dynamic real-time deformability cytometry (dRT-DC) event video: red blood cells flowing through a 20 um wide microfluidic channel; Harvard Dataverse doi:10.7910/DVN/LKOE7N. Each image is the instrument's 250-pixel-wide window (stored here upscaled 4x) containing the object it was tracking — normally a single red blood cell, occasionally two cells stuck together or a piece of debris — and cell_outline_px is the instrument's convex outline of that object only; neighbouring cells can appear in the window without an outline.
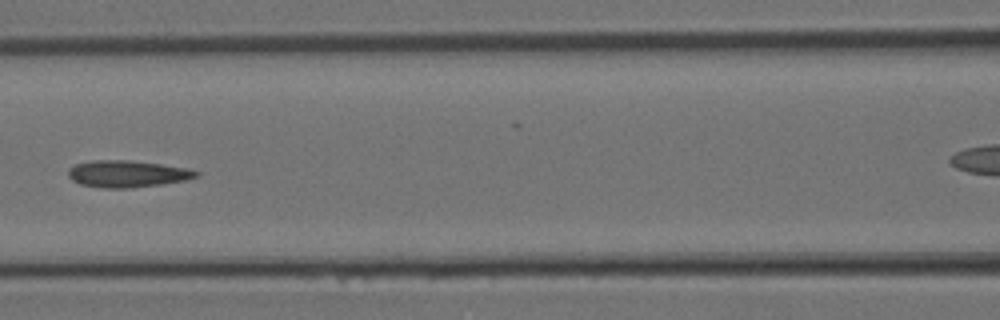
{"species": "Egyptian fruit bat (a non-hibernating species)", "species_latin": "Rousettus aegyptiacus", "temperature_condition": "room temperature", "stored_images_in_passage": 32, "camera_frame_rate_fps": 3000, "um_per_image_px": 0.085, "animal": {"sex": "female"}, "frame": {"image": 1, "passage_image": 15, "time_ms": 4.667, "image_size_px": [1000, 320], "cell_outline_px": [[200, 176], [184, 180], [160, 184], [132, 188], [104, 188], [80, 184], [72, 180], [68, 176], [68, 168], [76, 164], [92, 160], [128, 160], [160, 164], [188, 168], [200, 172]], "centroid_in_image_um": [10.81, 14.77], "position_along_channel_um": 155.8, "area_um2": 20.0}}
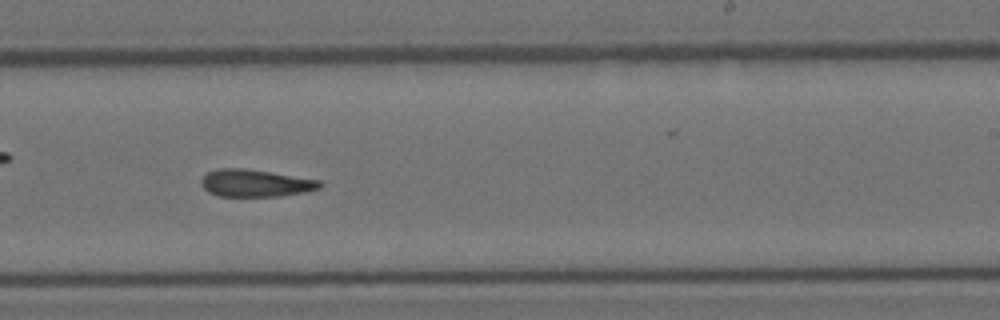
{"frame": {"image": 2, "passage_image": 20, "time_ms": 6.333, "image_size_px": [1000, 320], "cell_outline_px": [[324, 184], [320, 188], [308, 192], [280, 196], [220, 196], [208, 192], [200, 184], [200, 180], [208, 172], [216, 168], [244, 168], [272, 172], [320, 180]], "centroid_in_image_um": [21.73, 15.56], "position_along_channel_um": 267.3, "area_um2": 19.07}}
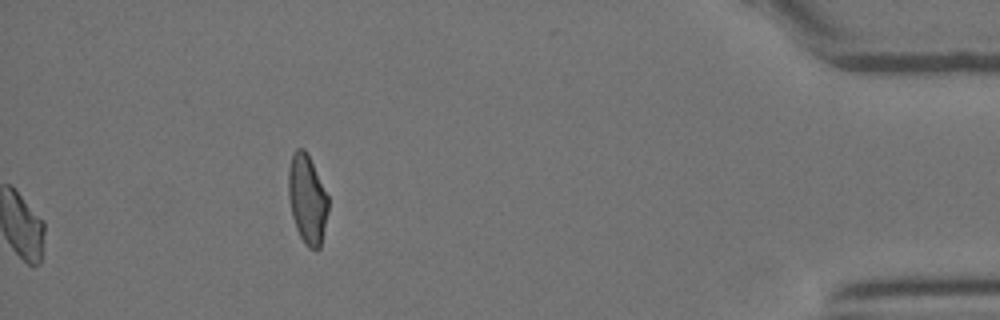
{"frame": {"image": 3, "passage_image": 32, "time_ms": 10.333, "image_size_px": [1000, 320], "cell_outline_px": [[328, 212], [320, 248], [308, 248], [304, 244], [296, 228], [292, 216], [288, 196], [288, 172], [292, 156], [296, 148], [304, 148], [308, 152], [328, 196]], "centroid_in_image_um": [26.11, 16.91], "position_along_channel_um": 409.1, "area_um2": 20.75}}